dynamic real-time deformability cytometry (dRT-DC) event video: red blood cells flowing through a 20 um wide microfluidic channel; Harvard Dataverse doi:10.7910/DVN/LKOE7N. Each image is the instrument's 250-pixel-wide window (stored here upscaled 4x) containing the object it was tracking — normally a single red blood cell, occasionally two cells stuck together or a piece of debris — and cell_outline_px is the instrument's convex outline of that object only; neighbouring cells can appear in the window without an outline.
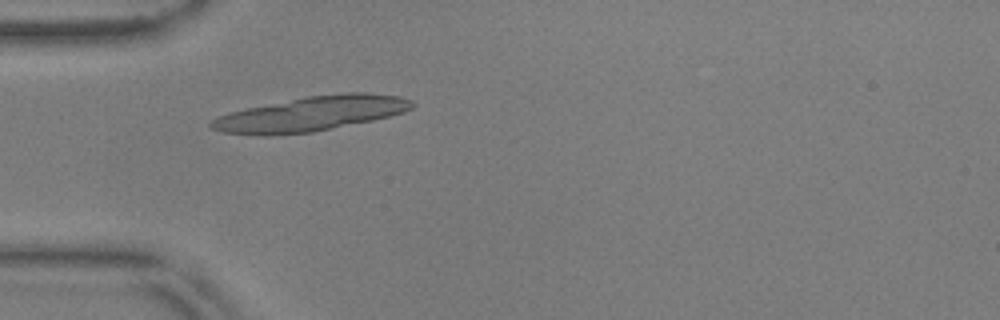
{"species": "common noctule bat (a hibernating species)", "species_latin": "Nyctalus noctula", "temperature_condition": "warm", "stored_images_in_passage": 44, "camera_frame_rate_fps": 3000, "um_per_image_px": 0.085, "animal": {"sex": "male", "body_mass_g": 17.9, "forearm_length_mm": 54.2}, "frame": {"image": 1, "passage_image": 6, "time_ms": 1.667, "image_size_px": [1000, 320], "cell_outline_px": [[416, 104], [412, 108], [404, 112], [372, 120], [312, 132], [268, 136], [260, 136], [220, 132], [212, 128], [208, 124], [216, 116], [228, 112], [304, 96], [344, 92], [368, 92], [400, 96], [412, 100]], "centroid_in_image_um": [26.41, 9.66], "position_along_channel_um": 58.6, "area_um2": 40.98}}
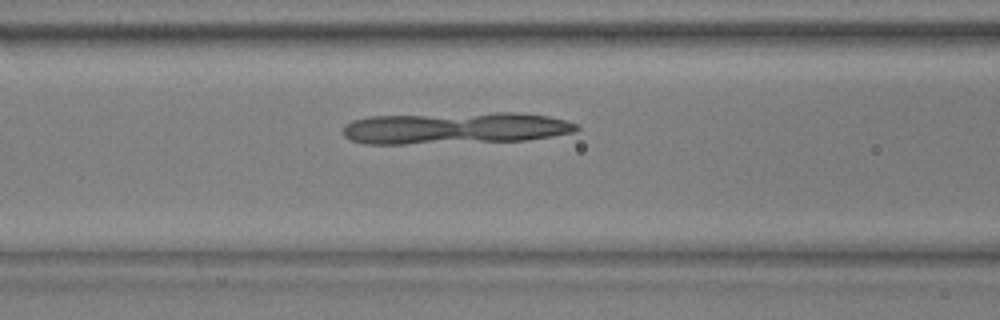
{"frame": {"image": 2, "passage_image": 12, "time_ms": 3.667, "image_size_px": [1000, 320], "cell_outline_px": [[580, 128], [576, 132], [552, 136], [524, 140], [404, 144], [364, 144], [352, 140], [344, 136], [344, 124], [352, 120], [368, 116], [496, 112], [512, 112], [548, 116], [568, 120], [576, 124]], "centroid_in_image_um": [38.68, 10.88], "position_along_channel_um": 127.9, "area_um2": 43.47}}
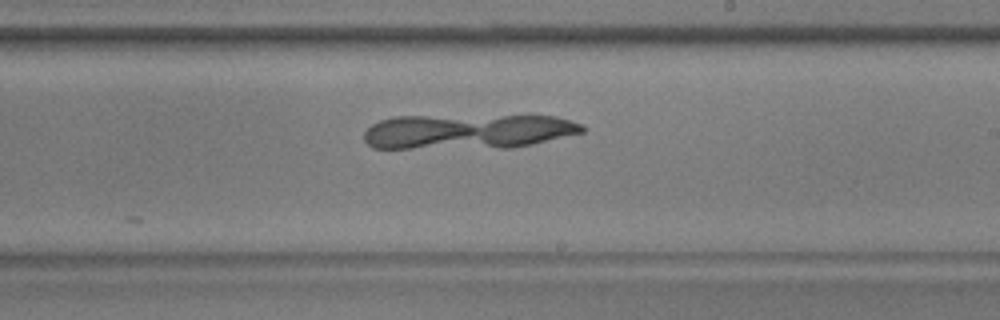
{"frame": {"image": 3, "passage_image": 22, "time_ms": 7.0, "image_size_px": [1000, 320], "cell_outline_px": [[588, 128], [584, 132], [532, 144], [512, 148], [372, 148], [364, 140], [364, 132], [372, 124], [380, 120], [396, 116], [556, 116], [572, 120], [584, 124]], "centroid_in_image_um": [39.8, 11.18], "position_along_channel_um": 249.2, "area_um2": 44.68}}